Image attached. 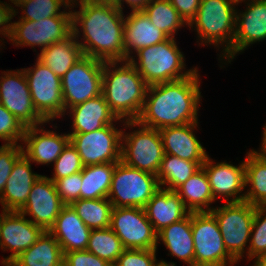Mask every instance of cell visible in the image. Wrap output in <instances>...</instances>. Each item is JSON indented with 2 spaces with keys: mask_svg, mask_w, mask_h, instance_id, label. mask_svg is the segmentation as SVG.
<instances>
[{
  "mask_svg": "<svg viewBox=\"0 0 266 266\" xmlns=\"http://www.w3.org/2000/svg\"><path fill=\"white\" fill-rule=\"evenodd\" d=\"M35 110L45 121L64 116L62 82L50 68L36 58L34 67L22 68Z\"/></svg>",
  "mask_w": 266,
  "mask_h": 266,
  "instance_id": "11",
  "label": "cell"
},
{
  "mask_svg": "<svg viewBox=\"0 0 266 266\" xmlns=\"http://www.w3.org/2000/svg\"><path fill=\"white\" fill-rule=\"evenodd\" d=\"M248 1V2H247ZM238 0L245 2L243 11L236 10L235 35L232 47L218 60L231 61L254 43L266 40V0ZM224 58V59H223Z\"/></svg>",
  "mask_w": 266,
  "mask_h": 266,
  "instance_id": "16",
  "label": "cell"
},
{
  "mask_svg": "<svg viewBox=\"0 0 266 266\" xmlns=\"http://www.w3.org/2000/svg\"><path fill=\"white\" fill-rule=\"evenodd\" d=\"M71 3H89L115 6V0H71Z\"/></svg>",
  "mask_w": 266,
  "mask_h": 266,
  "instance_id": "49",
  "label": "cell"
},
{
  "mask_svg": "<svg viewBox=\"0 0 266 266\" xmlns=\"http://www.w3.org/2000/svg\"><path fill=\"white\" fill-rule=\"evenodd\" d=\"M245 156V192L244 201L256 206L266 207V160L253 150Z\"/></svg>",
  "mask_w": 266,
  "mask_h": 266,
  "instance_id": "31",
  "label": "cell"
},
{
  "mask_svg": "<svg viewBox=\"0 0 266 266\" xmlns=\"http://www.w3.org/2000/svg\"><path fill=\"white\" fill-rule=\"evenodd\" d=\"M214 162L215 160L213 161L208 155L202 165L207 174L214 200L216 201L218 197H223L222 200L226 203L244 201V161L236 166L226 161Z\"/></svg>",
  "mask_w": 266,
  "mask_h": 266,
  "instance_id": "18",
  "label": "cell"
},
{
  "mask_svg": "<svg viewBox=\"0 0 266 266\" xmlns=\"http://www.w3.org/2000/svg\"><path fill=\"white\" fill-rule=\"evenodd\" d=\"M37 59L46 65L59 78L83 56L81 46L71 33L67 38L58 41L36 54Z\"/></svg>",
  "mask_w": 266,
  "mask_h": 266,
  "instance_id": "28",
  "label": "cell"
},
{
  "mask_svg": "<svg viewBox=\"0 0 266 266\" xmlns=\"http://www.w3.org/2000/svg\"><path fill=\"white\" fill-rule=\"evenodd\" d=\"M60 266H67L64 262Z\"/></svg>",
  "mask_w": 266,
  "mask_h": 266,
  "instance_id": "55",
  "label": "cell"
},
{
  "mask_svg": "<svg viewBox=\"0 0 266 266\" xmlns=\"http://www.w3.org/2000/svg\"><path fill=\"white\" fill-rule=\"evenodd\" d=\"M25 130L26 127L0 103V140L4 144H21Z\"/></svg>",
  "mask_w": 266,
  "mask_h": 266,
  "instance_id": "40",
  "label": "cell"
},
{
  "mask_svg": "<svg viewBox=\"0 0 266 266\" xmlns=\"http://www.w3.org/2000/svg\"><path fill=\"white\" fill-rule=\"evenodd\" d=\"M157 249H125L113 266H154Z\"/></svg>",
  "mask_w": 266,
  "mask_h": 266,
  "instance_id": "41",
  "label": "cell"
},
{
  "mask_svg": "<svg viewBox=\"0 0 266 266\" xmlns=\"http://www.w3.org/2000/svg\"><path fill=\"white\" fill-rule=\"evenodd\" d=\"M64 205L54 182L49 177L41 175L34 182L28 199L19 212L24 216H30L29 220L44 231H49Z\"/></svg>",
  "mask_w": 266,
  "mask_h": 266,
  "instance_id": "17",
  "label": "cell"
},
{
  "mask_svg": "<svg viewBox=\"0 0 266 266\" xmlns=\"http://www.w3.org/2000/svg\"><path fill=\"white\" fill-rule=\"evenodd\" d=\"M154 266H176L174 262H167L166 260L158 261Z\"/></svg>",
  "mask_w": 266,
  "mask_h": 266,
  "instance_id": "51",
  "label": "cell"
},
{
  "mask_svg": "<svg viewBox=\"0 0 266 266\" xmlns=\"http://www.w3.org/2000/svg\"><path fill=\"white\" fill-rule=\"evenodd\" d=\"M266 251V207H256L252 223L247 261Z\"/></svg>",
  "mask_w": 266,
  "mask_h": 266,
  "instance_id": "38",
  "label": "cell"
},
{
  "mask_svg": "<svg viewBox=\"0 0 266 266\" xmlns=\"http://www.w3.org/2000/svg\"><path fill=\"white\" fill-rule=\"evenodd\" d=\"M53 164V176L49 178L52 181L81 172L84 168L81 157L71 142L67 144Z\"/></svg>",
  "mask_w": 266,
  "mask_h": 266,
  "instance_id": "39",
  "label": "cell"
},
{
  "mask_svg": "<svg viewBox=\"0 0 266 266\" xmlns=\"http://www.w3.org/2000/svg\"><path fill=\"white\" fill-rule=\"evenodd\" d=\"M123 130L111 124L90 133L68 135L83 165L91 166L120 161Z\"/></svg>",
  "mask_w": 266,
  "mask_h": 266,
  "instance_id": "13",
  "label": "cell"
},
{
  "mask_svg": "<svg viewBox=\"0 0 266 266\" xmlns=\"http://www.w3.org/2000/svg\"><path fill=\"white\" fill-rule=\"evenodd\" d=\"M262 142L259 151L253 150L255 154H257L260 158L266 160V124L263 128V134H262Z\"/></svg>",
  "mask_w": 266,
  "mask_h": 266,
  "instance_id": "48",
  "label": "cell"
},
{
  "mask_svg": "<svg viewBox=\"0 0 266 266\" xmlns=\"http://www.w3.org/2000/svg\"><path fill=\"white\" fill-rule=\"evenodd\" d=\"M144 210L157 233L172 223L184 219L190 213L175 191L163 188L152 196Z\"/></svg>",
  "mask_w": 266,
  "mask_h": 266,
  "instance_id": "26",
  "label": "cell"
},
{
  "mask_svg": "<svg viewBox=\"0 0 266 266\" xmlns=\"http://www.w3.org/2000/svg\"><path fill=\"white\" fill-rule=\"evenodd\" d=\"M198 68L188 77L147 87L139 118L141 125L160 130L198 122L200 76Z\"/></svg>",
  "mask_w": 266,
  "mask_h": 266,
  "instance_id": "2",
  "label": "cell"
},
{
  "mask_svg": "<svg viewBox=\"0 0 266 266\" xmlns=\"http://www.w3.org/2000/svg\"><path fill=\"white\" fill-rule=\"evenodd\" d=\"M167 38L168 36L156 28L143 11L130 12L124 19V61L129 60L139 49L153 46Z\"/></svg>",
  "mask_w": 266,
  "mask_h": 266,
  "instance_id": "24",
  "label": "cell"
},
{
  "mask_svg": "<svg viewBox=\"0 0 266 266\" xmlns=\"http://www.w3.org/2000/svg\"><path fill=\"white\" fill-rule=\"evenodd\" d=\"M78 5L79 11L74 10ZM71 9L72 33L83 55L104 62L124 61L123 12L115 6L89 3H71Z\"/></svg>",
  "mask_w": 266,
  "mask_h": 266,
  "instance_id": "1",
  "label": "cell"
},
{
  "mask_svg": "<svg viewBox=\"0 0 266 266\" xmlns=\"http://www.w3.org/2000/svg\"><path fill=\"white\" fill-rule=\"evenodd\" d=\"M251 266H266V251L256 257Z\"/></svg>",
  "mask_w": 266,
  "mask_h": 266,
  "instance_id": "50",
  "label": "cell"
},
{
  "mask_svg": "<svg viewBox=\"0 0 266 266\" xmlns=\"http://www.w3.org/2000/svg\"><path fill=\"white\" fill-rule=\"evenodd\" d=\"M31 165L24 154L16 160L0 196L4 210L19 211L25 205L34 182L41 176L32 171Z\"/></svg>",
  "mask_w": 266,
  "mask_h": 266,
  "instance_id": "23",
  "label": "cell"
},
{
  "mask_svg": "<svg viewBox=\"0 0 266 266\" xmlns=\"http://www.w3.org/2000/svg\"><path fill=\"white\" fill-rule=\"evenodd\" d=\"M23 154L21 144H3L0 146V196L16 160Z\"/></svg>",
  "mask_w": 266,
  "mask_h": 266,
  "instance_id": "43",
  "label": "cell"
},
{
  "mask_svg": "<svg viewBox=\"0 0 266 266\" xmlns=\"http://www.w3.org/2000/svg\"><path fill=\"white\" fill-rule=\"evenodd\" d=\"M71 33L72 11L70 5L61 15L49 17L39 22L22 19L12 22L8 39L16 47L30 46L33 49L37 46L40 47L41 51L64 40Z\"/></svg>",
  "mask_w": 266,
  "mask_h": 266,
  "instance_id": "10",
  "label": "cell"
},
{
  "mask_svg": "<svg viewBox=\"0 0 266 266\" xmlns=\"http://www.w3.org/2000/svg\"><path fill=\"white\" fill-rule=\"evenodd\" d=\"M66 111L65 114L72 117V132L68 134L90 133L118 121L124 122L111 111L102 94Z\"/></svg>",
  "mask_w": 266,
  "mask_h": 266,
  "instance_id": "22",
  "label": "cell"
},
{
  "mask_svg": "<svg viewBox=\"0 0 266 266\" xmlns=\"http://www.w3.org/2000/svg\"><path fill=\"white\" fill-rule=\"evenodd\" d=\"M199 122L170 126L160 129L164 153L181 159L195 161L201 166L208 156L205 148L195 136Z\"/></svg>",
  "mask_w": 266,
  "mask_h": 266,
  "instance_id": "21",
  "label": "cell"
},
{
  "mask_svg": "<svg viewBox=\"0 0 266 266\" xmlns=\"http://www.w3.org/2000/svg\"><path fill=\"white\" fill-rule=\"evenodd\" d=\"M0 103L25 127L49 123L38 114L33 106L28 82L22 68L1 73Z\"/></svg>",
  "mask_w": 266,
  "mask_h": 266,
  "instance_id": "15",
  "label": "cell"
},
{
  "mask_svg": "<svg viewBox=\"0 0 266 266\" xmlns=\"http://www.w3.org/2000/svg\"><path fill=\"white\" fill-rule=\"evenodd\" d=\"M86 250L113 266L125 248L120 238L108 227L91 230Z\"/></svg>",
  "mask_w": 266,
  "mask_h": 266,
  "instance_id": "36",
  "label": "cell"
},
{
  "mask_svg": "<svg viewBox=\"0 0 266 266\" xmlns=\"http://www.w3.org/2000/svg\"><path fill=\"white\" fill-rule=\"evenodd\" d=\"M49 232L60 244L63 253L86 250L91 229L71 205H64Z\"/></svg>",
  "mask_w": 266,
  "mask_h": 266,
  "instance_id": "25",
  "label": "cell"
},
{
  "mask_svg": "<svg viewBox=\"0 0 266 266\" xmlns=\"http://www.w3.org/2000/svg\"><path fill=\"white\" fill-rule=\"evenodd\" d=\"M238 0H201L188 27L197 32L199 45L222 47V57L233 45ZM200 41V42H199Z\"/></svg>",
  "mask_w": 266,
  "mask_h": 266,
  "instance_id": "5",
  "label": "cell"
},
{
  "mask_svg": "<svg viewBox=\"0 0 266 266\" xmlns=\"http://www.w3.org/2000/svg\"><path fill=\"white\" fill-rule=\"evenodd\" d=\"M110 228L125 249H158L157 232L144 208L113 207Z\"/></svg>",
  "mask_w": 266,
  "mask_h": 266,
  "instance_id": "14",
  "label": "cell"
},
{
  "mask_svg": "<svg viewBox=\"0 0 266 266\" xmlns=\"http://www.w3.org/2000/svg\"><path fill=\"white\" fill-rule=\"evenodd\" d=\"M152 0H115V7L123 12V4L131 8V12L143 11Z\"/></svg>",
  "mask_w": 266,
  "mask_h": 266,
  "instance_id": "47",
  "label": "cell"
},
{
  "mask_svg": "<svg viewBox=\"0 0 266 266\" xmlns=\"http://www.w3.org/2000/svg\"><path fill=\"white\" fill-rule=\"evenodd\" d=\"M1 265H3V266H18L13 261H1Z\"/></svg>",
  "mask_w": 266,
  "mask_h": 266,
  "instance_id": "53",
  "label": "cell"
},
{
  "mask_svg": "<svg viewBox=\"0 0 266 266\" xmlns=\"http://www.w3.org/2000/svg\"><path fill=\"white\" fill-rule=\"evenodd\" d=\"M147 87L143 77L128 60L104 62L102 95L118 119L136 121L139 118Z\"/></svg>",
  "mask_w": 266,
  "mask_h": 266,
  "instance_id": "3",
  "label": "cell"
},
{
  "mask_svg": "<svg viewBox=\"0 0 266 266\" xmlns=\"http://www.w3.org/2000/svg\"><path fill=\"white\" fill-rule=\"evenodd\" d=\"M53 182L61 201L65 205H70L73 201L80 199L82 171Z\"/></svg>",
  "mask_w": 266,
  "mask_h": 266,
  "instance_id": "42",
  "label": "cell"
},
{
  "mask_svg": "<svg viewBox=\"0 0 266 266\" xmlns=\"http://www.w3.org/2000/svg\"><path fill=\"white\" fill-rule=\"evenodd\" d=\"M69 142L68 133L57 134L56 131L46 130L43 123L26 127L21 147L30 162L49 165L56 161Z\"/></svg>",
  "mask_w": 266,
  "mask_h": 266,
  "instance_id": "20",
  "label": "cell"
},
{
  "mask_svg": "<svg viewBox=\"0 0 266 266\" xmlns=\"http://www.w3.org/2000/svg\"><path fill=\"white\" fill-rule=\"evenodd\" d=\"M63 5V6H62ZM71 5V0H32L20 4L22 20L41 21L43 19L61 15L63 11L61 7L68 8Z\"/></svg>",
  "mask_w": 266,
  "mask_h": 266,
  "instance_id": "37",
  "label": "cell"
},
{
  "mask_svg": "<svg viewBox=\"0 0 266 266\" xmlns=\"http://www.w3.org/2000/svg\"><path fill=\"white\" fill-rule=\"evenodd\" d=\"M183 20L189 24L196 16L201 0H169Z\"/></svg>",
  "mask_w": 266,
  "mask_h": 266,
  "instance_id": "46",
  "label": "cell"
},
{
  "mask_svg": "<svg viewBox=\"0 0 266 266\" xmlns=\"http://www.w3.org/2000/svg\"><path fill=\"white\" fill-rule=\"evenodd\" d=\"M158 244L166 246L168 255L194 266V244L191 228V213L184 219L172 223L157 233Z\"/></svg>",
  "mask_w": 266,
  "mask_h": 266,
  "instance_id": "27",
  "label": "cell"
},
{
  "mask_svg": "<svg viewBox=\"0 0 266 266\" xmlns=\"http://www.w3.org/2000/svg\"><path fill=\"white\" fill-rule=\"evenodd\" d=\"M122 124L126 129L138 128L130 133L122 132L120 161L157 176L165 154L160 131L137 121H124Z\"/></svg>",
  "mask_w": 266,
  "mask_h": 266,
  "instance_id": "6",
  "label": "cell"
},
{
  "mask_svg": "<svg viewBox=\"0 0 266 266\" xmlns=\"http://www.w3.org/2000/svg\"><path fill=\"white\" fill-rule=\"evenodd\" d=\"M70 205L91 230L110 227L113 205L108 198L79 199Z\"/></svg>",
  "mask_w": 266,
  "mask_h": 266,
  "instance_id": "34",
  "label": "cell"
},
{
  "mask_svg": "<svg viewBox=\"0 0 266 266\" xmlns=\"http://www.w3.org/2000/svg\"><path fill=\"white\" fill-rule=\"evenodd\" d=\"M176 43L175 38L168 37L158 44L139 49L129 58L148 86L181 80L198 68L186 70L185 56Z\"/></svg>",
  "mask_w": 266,
  "mask_h": 266,
  "instance_id": "4",
  "label": "cell"
},
{
  "mask_svg": "<svg viewBox=\"0 0 266 266\" xmlns=\"http://www.w3.org/2000/svg\"><path fill=\"white\" fill-rule=\"evenodd\" d=\"M175 192L179 195L190 213L210 212L214 208L210 205L216 202L203 167L194 173L184 184L179 186Z\"/></svg>",
  "mask_w": 266,
  "mask_h": 266,
  "instance_id": "29",
  "label": "cell"
},
{
  "mask_svg": "<svg viewBox=\"0 0 266 266\" xmlns=\"http://www.w3.org/2000/svg\"><path fill=\"white\" fill-rule=\"evenodd\" d=\"M201 167L202 166L195 161L164 154L157 173L160 188L175 191Z\"/></svg>",
  "mask_w": 266,
  "mask_h": 266,
  "instance_id": "32",
  "label": "cell"
},
{
  "mask_svg": "<svg viewBox=\"0 0 266 266\" xmlns=\"http://www.w3.org/2000/svg\"><path fill=\"white\" fill-rule=\"evenodd\" d=\"M64 254L63 262L67 266H112L87 250L71 251Z\"/></svg>",
  "mask_w": 266,
  "mask_h": 266,
  "instance_id": "44",
  "label": "cell"
},
{
  "mask_svg": "<svg viewBox=\"0 0 266 266\" xmlns=\"http://www.w3.org/2000/svg\"><path fill=\"white\" fill-rule=\"evenodd\" d=\"M117 163L84 166L80 199L107 198Z\"/></svg>",
  "mask_w": 266,
  "mask_h": 266,
  "instance_id": "33",
  "label": "cell"
},
{
  "mask_svg": "<svg viewBox=\"0 0 266 266\" xmlns=\"http://www.w3.org/2000/svg\"><path fill=\"white\" fill-rule=\"evenodd\" d=\"M104 61L83 55L61 78L64 116L67 109L102 94Z\"/></svg>",
  "mask_w": 266,
  "mask_h": 266,
  "instance_id": "12",
  "label": "cell"
},
{
  "mask_svg": "<svg viewBox=\"0 0 266 266\" xmlns=\"http://www.w3.org/2000/svg\"><path fill=\"white\" fill-rule=\"evenodd\" d=\"M64 254L58 241L49 231H44L37 241L17 256L18 266H60Z\"/></svg>",
  "mask_w": 266,
  "mask_h": 266,
  "instance_id": "30",
  "label": "cell"
},
{
  "mask_svg": "<svg viewBox=\"0 0 266 266\" xmlns=\"http://www.w3.org/2000/svg\"><path fill=\"white\" fill-rule=\"evenodd\" d=\"M17 10V11H16ZM18 8H14L12 4L0 0V35L6 39L10 37L12 19L17 15ZM2 26V27H1Z\"/></svg>",
  "mask_w": 266,
  "mask_h": 266,
  "instance_id": "45",
  "label": "cell"
},
{
  "mask_svg": "<svg viewBox=\"0 0 266 266\" xmlns=\"http://www.w3.org/2000/svg\"><path fill=\"white\" fill-rule=\"evenodd\" d=\"M10 3H13V5H15V7L19 6L20 4L22 3H26V2H29V1H32V0H8Z\"/></svg>",
  "mask_w": 266,
  "mask_h": 266,
  "instance_id": "52",
  "label": "cell"
},
{
  "mask_svg": "<svg viewBox=\"0 0 266 266\" xmlns=\"http://www.w3.org/2000/svg\"><path fill=\"white\" fill-rule=\"evenodd\" d=\"M1 211H2V212L0 213V226H1V220H2L3 214L6 212V210H4V209L2 208Z\"/></svg>",
  "mask_w": 266,
  "mask_h": 266,
  "instance_id": "54",
  "label": "cell"
},
{
  "mask_svg": "<svg viewBox=\"0 0 266 266\" xmlns=\"http://www.w3.org/2000/svg\"><path fill=\"white\" fill-rule=\"evenodd\" d=\"M194 266H235L238 262L228 253L218 222L211 212H192Z\"/></svg>",
  "mask_w": 266,
  "mask_h": 266,
  "instance_id": "9",
  "label": "cell"
},
{
  "mask_svg": "<svg viewBox=\"0 0 266 266\" xmlns=\"http://www.w3.org/2000/svg\"><path fill=\"white\" fill-rule=\"evenodd\" d=\"M143 12L156 28L170 38H175L181 27H188L169 0H152Z\"/></svg>",
  "mask_w": 266,
  "mask_h": 266,
  "instance_id": "35",
  "label": "cell"
},
{
  "mask_svg": "<svg viewBox=\"0 0 266 266\" xmlns=\"http://www.w3.org/2000/svg\"><path fill=\"white\" fill-rule=\"evenodd\" d=\"M255 209L256 206L247 201H240L225 203L210 211L218 222L228 253L238 263L245 253L247 257Z\"/></svg>",
  "mask_w": 266,
  "mask_h": 266,
  "instance_id": "7",
  "label": "cell"
},
{
  "mask_svg": "<svg viewBox=\"0 0 266 266\" xmlns=\"http://www.w3.org/2000/svg\"><path fill=\"white\" fill-rule=\"evenodd\" d=\"M44 230L35 225L19 211H6L0 226V249L11 251L1 261H13L23 251L31 247Z\"/></svg>",
  "mask_w": 266,
  "mask_h": 266,
  "instance_id": "19",
  "label": "cell"
},
{
  "mask_svg": "<svg viewBox=\"0 0 266 266\" xmlns=\"http://www.w3.org/2000/svg\"><path fill=\"white\" fill-rule=\"evenodd\" d=\"M159 189L156 175L119 161L115 166L107 198L113 207L144 208Z\"/></svg>",
  "mask_w": 266,
  "mask_h": 266,
  "instance_id": "8",
  "label": "cell"
}]
</instances>
